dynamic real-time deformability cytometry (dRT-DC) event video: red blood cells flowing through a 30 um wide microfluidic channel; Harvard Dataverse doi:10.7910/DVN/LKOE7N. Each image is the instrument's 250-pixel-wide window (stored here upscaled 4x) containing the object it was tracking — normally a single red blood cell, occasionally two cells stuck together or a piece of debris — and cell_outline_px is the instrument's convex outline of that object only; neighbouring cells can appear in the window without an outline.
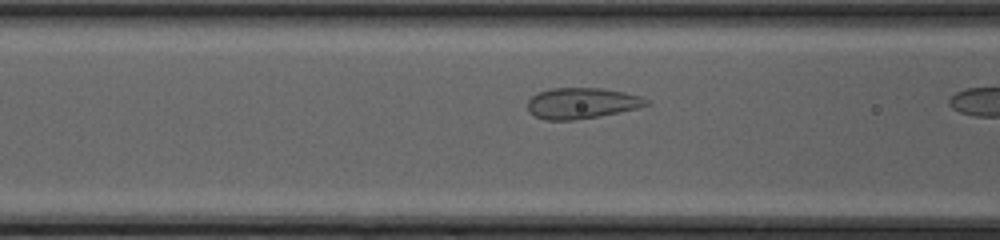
{"species": "common noctule bat (a hibernating species)", "species_latin": "Nyctalus noctula", "temperature_condition": "cold", "stored_images_in_passage": 6, "camera_frame_rate_fps": 3000, "um_per_image_px": 0.085, "animal": {"sex": "female", "body_mass_g": 20.0, "forearm_length_mm": 54.0}, "frame": {"image": 1, "passage_image": 5, "time_ms": 1.333, "image_size_px": [1000, 240], "cell_outline_px": [[652, 104], [636, 108], [600, 116], [572, 120], [544, 120], [528, 112], [528, 100], [536, 92], [552, 88], [600, 88], [624, 92], [640, 96], [648, 100]], "centroid_in_image_um": [49.42, 8.77], "position_along_channel_um": 117.2, "area_um2": 21.39}}